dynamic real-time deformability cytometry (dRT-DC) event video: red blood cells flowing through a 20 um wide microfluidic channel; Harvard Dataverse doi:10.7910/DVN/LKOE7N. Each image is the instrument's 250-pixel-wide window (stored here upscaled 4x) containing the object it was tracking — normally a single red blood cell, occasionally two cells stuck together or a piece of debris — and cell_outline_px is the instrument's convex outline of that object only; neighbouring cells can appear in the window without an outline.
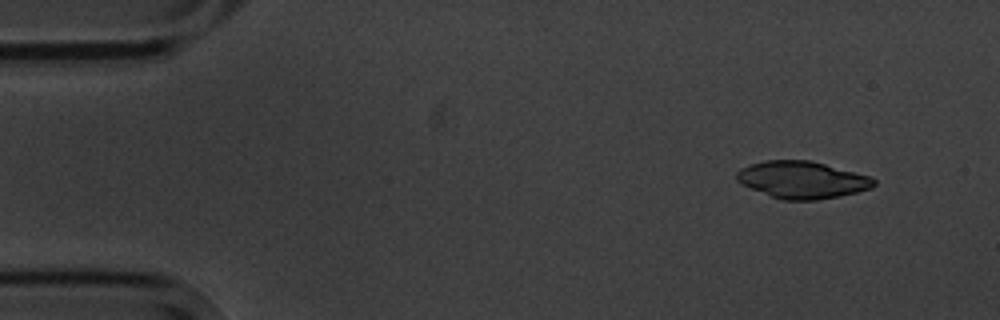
{"species": "common noctule bat (a hibernating species)", "species_latin": "Nyctalus noctula", "temperature_condition": "cold", "stored_images_in_passage": 4, "camera_frame_rate_fps": 3000, "um_per_image_px": 0.085, "animal": {"sex": "male", "body_mass_g": 20.1, "forearm_length_mm": 53.5}, "frame": {"image": 1, "passage_image": 1, "time_ms": 0.0, "image_size_px": [1000, 320], "cell_outline_px": [[876, 184], [872, 188], [840, 196], [816, 200], [784, 200], [772, 196], [752, 188], [736, 180], [736, 172], [740, 168], [748, 164], [764, 160], [808, 160], [872, 176], [876, 180]], "centroid_in_image_um": [68.2, 15.27], "position_along_channel_um": 16.8, "area_um2": 29.59}}